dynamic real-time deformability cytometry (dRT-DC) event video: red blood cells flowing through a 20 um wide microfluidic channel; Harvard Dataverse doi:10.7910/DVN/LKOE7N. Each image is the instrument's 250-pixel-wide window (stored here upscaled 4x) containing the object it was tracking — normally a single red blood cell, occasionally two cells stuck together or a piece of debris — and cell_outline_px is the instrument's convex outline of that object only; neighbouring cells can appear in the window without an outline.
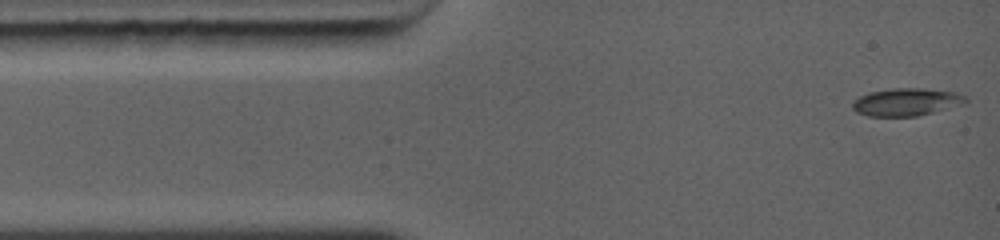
{"species": "common noctule bat (a hibernating species)", "species_latin": "Nyctalus noctula", "temperature_condition": "warm", "stored_images_in_passage": 45, "camera_frame_rate_fps": 5000, "um_per_image_px": 0.085, "animal": {"sex": "female", "body_mass_g": 19.0, "forearm_length_mm": 56.7}, "frame": {"image": 1, "passage_image": 1, "time_ms": 0.0, "image_size_px": [1000, 240], "cell_outline_px": [[968, 100], [932, 112], [916, 116], [868, 116], [852, 108], [852, 104], [860, 96], [872, 92], [900, 88], [916, 88], [952, 92], [964, 96]], "centroid_in_image_um": [76.97, 8.67], "position_along_channel_um": 8.0, "area_um2": 17.22}}
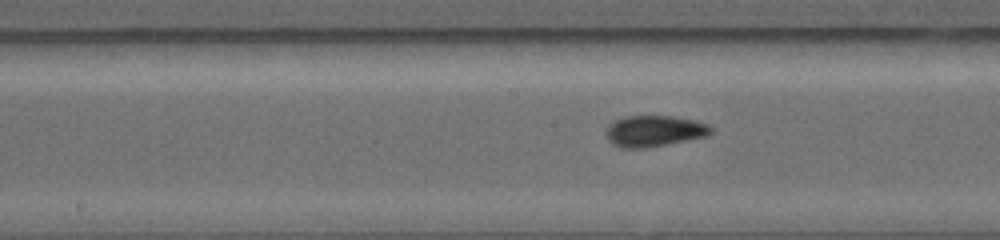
{"frame": {"image": 2, "passage_image": 20, "time_ms": 5.6, "image_size_px": [1000, 240], "cell_outline_px": [[712, 132], [708, 136], [644, 148], [620, 148], [612, 144], [608, 140], [608, 128], [616, 120], [628, 116], [672, 116], [692, 120], [708, 124], [712, 128]], "centroid_in_image_um": [55.64, 11.14], "position_along_channel_um": 192.6, "area_um2": 18.67}}
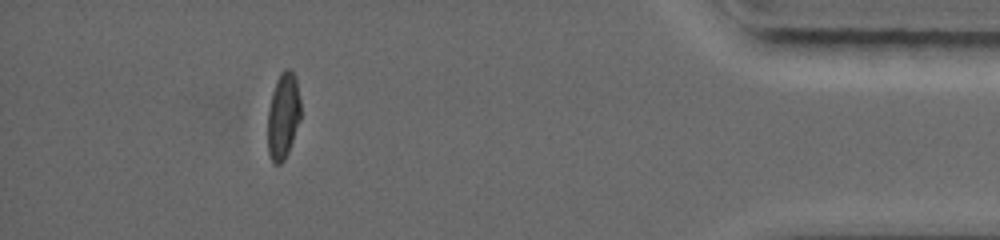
{"frame": {"image": 3, "passage_image": 39, "time_ms": 11.8, "image_size_px": [1000, 240], "cell_outline_px": [[300, 116], [288, 152], [284, 160], [280, 164], [272, 164], [268, 152], [268, 112], [272, 96], [280, 72], [284, 68], [288, 68], [292, 72], [296, 80], [300, 100]], "centroid_in_image_um": [24.06, 9.88], "position_along_channel_um": 411.1, "area_um2": 16.18}, "authors_computed_cell_mechanics": {"area_um2": 17.4556, "velocity_mm_per_s": 4.47, "shape_relaxation_time_tau1_ms": 9.7321, "shape_relaxation_time_tau2_ms": null, "deformation_change_tau1": 0.2799, "deformation_change_tau2": null}}